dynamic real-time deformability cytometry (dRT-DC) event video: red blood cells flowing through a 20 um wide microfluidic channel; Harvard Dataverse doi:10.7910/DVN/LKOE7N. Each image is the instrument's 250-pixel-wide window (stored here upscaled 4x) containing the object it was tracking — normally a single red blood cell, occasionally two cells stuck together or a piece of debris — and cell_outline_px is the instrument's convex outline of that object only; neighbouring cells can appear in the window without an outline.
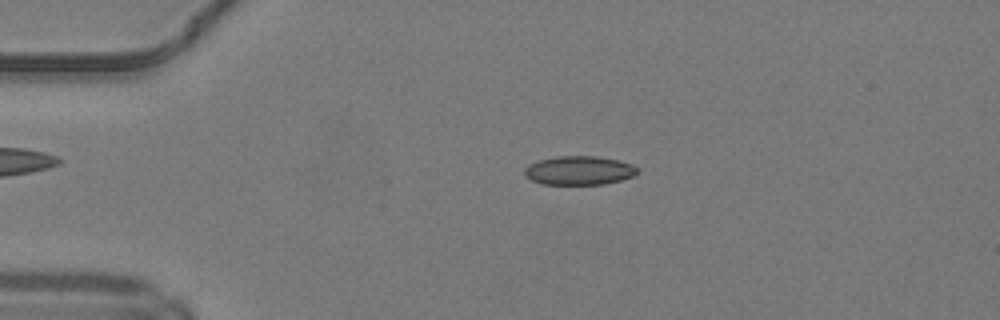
{"species": "common noctule bat (a hibernating species)", "species_latin": "Nyctalus noctula", "temperature_condition": "warm", "stored_images_in_passage": 48, "camera_frame_rate_fps": 3000, "um_per_image_px": 0.085, "animal": {"sex": "male", "body_mass_g": 19.2, "forearm_length_mm": 51.8}, "frame": {"image": 1, "passage_image": 10, "time_ms": 3.0, "image_size_px": [1000, 320], "cell_outline_px": [[640, 172], [632, 176], [620, 180], [604, 184], [540, 184], [524, 176], [524, 168], [528, 164], [540, 160], [556, 156], [596, 156], [616, 160], [632, 164], [640, 168]], "centroid_in_image_um": [49.22, 14.49], "position_along_channel_um": 35.8, "area_um2": 19.07}}
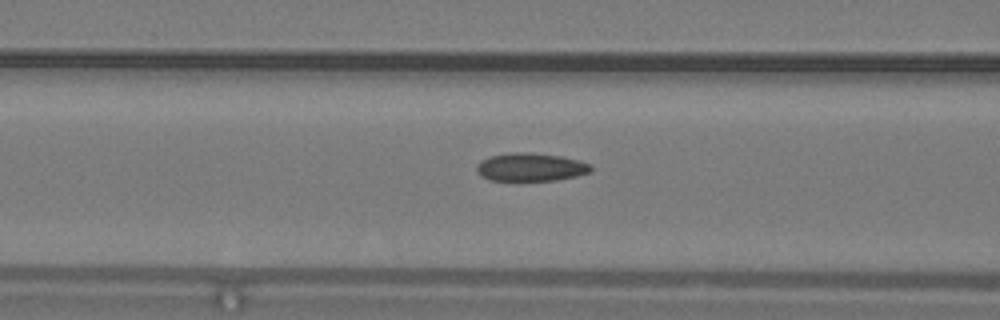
{"frame": {"image": 2, "passage_image": 19, "time_ms": 6.0, "image_size_px": [1000, 320], "cell_outline_px": [[592, 172], [576, 176], [556, 180], [492, 180], [480, 176], [476, 168], [476, 164], [480, 160], [492, 156], [512, 152], [532, 152], [560, 156], [580, 160], [592, 164]], "centroid_in_image_um": [45.14, 14.19], "position_along_channel_um": 121.5, "area_um2": 18.84}}
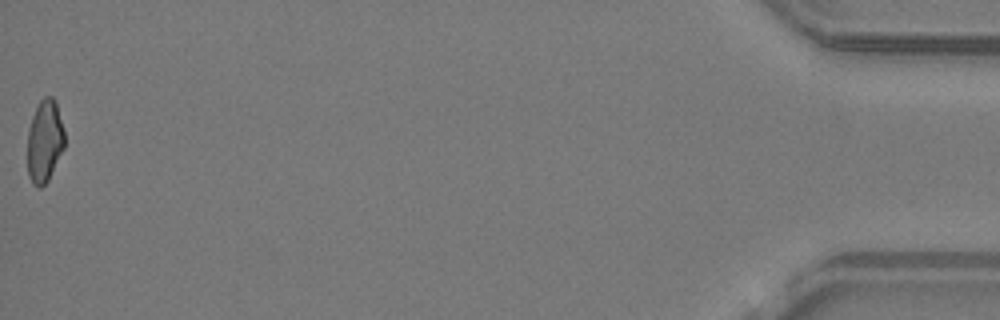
{"frame": {"image": 3, "passage_image": 48, "time_ms": 15.667, "image_size_px": [1000, 320], "cell_outline_px": [[64, 148], [48, 180], [40, 188], [36, 188], [32, 184], [28, 176], [28, 128], [32, 116], [40, 100], [44, 96], [52, 96], [56, 100], [64, 132]], "centroid_in_image_um": [3.79, 12.0], "position_along_channel_um": 431.4, "area_um2": 17.92}, "authors_computed_cell_mechanics": {"area_um2": 18.8428, "velocity_mm_per_s": 4.2454, "shape_relaxation_time_tau1_ms": null, "shape_relaxation_time_tau2_ms": 1.7666, "deformation_change_tau1": null, "deformation_change_tau2": 0.0706}}